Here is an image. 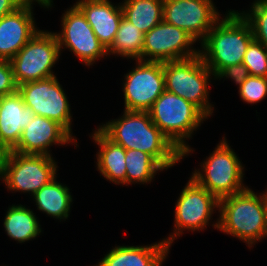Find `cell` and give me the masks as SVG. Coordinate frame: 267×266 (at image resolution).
<instances>
[{"label":"cell","instance_id":"obj_1","mask_svg":"<svg viewBox=\"0 0 267 266\" xmlns=\"http://www.w3.org/2000/svg\"><path fill=\"white\" fill-rule=\"evenodd\" d=\"M98 128L114 143L151 155L165 170L179 163L182 153L152 122L148 111H127Z\"/></svg>","mask_w":267,"mask_h":266},{"label":"cell","instance_id":"obj_2","mask_svg":"<svg viewBox=\"0 0 267 266\" xmlns=\"http://www.w3.org/2000/svg\"><path fill=\"white\" fill-rule=\"evenodd\" d=\"M226 13L200 43L199 54L214 77L226 66L242 63L254 39L249 22L238 10L230 9Z\"/></svg>","mask_w":267,"mask_h":266},{"label":"cell","instance_id":"obj_3","mask_svg":"<svg viewBox=\"0 0 267 266\" xmlns=\"http://www.w3.org/2000/svg\"><path fill=\"white\" fill-rule=\"evenodd\" d=\"M219 218L212 226L247 244L249 248L265 238L266 190L251 188L219 200Z\"/></svg>","mask_w":267,"mask_h":266},{"label":"cell","instance_id":"obj_4","mask_svg":"<svg viewBox=\"0 0 267 266\" xmlns=\"http://www.w3.org/2000/svg\"><path fill=\"white\" fill-rule=\"evenodd\" d=\"M148 113L152 122L182 153V157L195 151L186 140L191 139L194 131L208 119L195 105L165 90Z\"/></svg>","mask_w":267,"mask_h":266},{"label":"cell","instance_id":"obj_5","mask_svg":"<svg viewBox=\"0 0 267 266\" xmlns=\"http://www.w3.org/2000/svg\"><path fill=\"white\" fill-rule=\"evenodd\" d=\"M226 140L223 136L209 157L200 163L201 168L195 169L191 176L218 200L248 188L243 182L244 166Z\"/></svg>","mask_w":267,"mask_h":266},{"label":"cell","instance_id":"obj_6","mask_svg":"<svg viewBox=\"0 0 267 266\" xmlns=\"http://www.w3.org/2000/svg\"><path fill=\"white\" fill-rule=\"evenodd\" d=\"M165 90L195 105L207 118L213 114L209 84L214 76L200 54L182 60L164 62ZM212 75V76H211Z\"/></svg>","mask_w":267,"mask_h":266},{"label":"cell","instance_id":"obj_7","mask_svg":"<svg viewBox=\"0 0 267 266\" xmlns=\"http://www.w3.org/2000/svg\"><path fill=\"white\" fill-rule=\"evenodd\" d=\"M57 168L53 156L8 151L3 157L1 181L9 191L32 196L57 178Z\"/></svg>","mask_w":267,"mask_h":266},{"label":"cell","instance_id":"obj_8","mask_svg":"<svg viewBox=\"0 0 267 266\" xmlns=\"http://www.w3.org/2000/svg\"><path fill=\"white\" fill-rule=\"evenodd\" d=\"M54 32L38 30L10 60L17 86L53 77V67L61 55Z\"/></svg>","mask_w":267,"mask_h":266},{"label":"cell","instance_id":"obj_9","mask_svg":"<svg viewBox=\"0 0 267 266\" xmlns=\"http://www.w3.org/2000/svg\"><path fill=\"white\" fill-rule=\"evenodd\" d=\"M216 210H219V200L190 177L175 204L173 233L163 240L171 248L183 231H203Z\"/></svg>","mask_w":267,"mask_h":266},{"label":"cell","instance_id":"obj_10","mask_svg":"<svg viewBox=\"0 0 267 266\" xmlns=\"http://www.w3.org/2000/svg\"><path fill=\"white\" fill-rule=\"evenodd\" d=\"M17 90L35 115L57 121L73 136L71 106L57 76L23 83Z\"/></svg>","mask_w":267,"mask_h":266},{"label":"cell","instance_id":"obj_11","mask_svg":"<svg viewBox=\"0 0 267 266\" xmlns=\"http://www.w3.org/2000/svg\"><path fill=\"white\" fill-rule=\"evenodd\" d=\"M61 17L60 32H54L60 51L69 49L84 65L93 64L108 56L82 11L74 4L64 11Z\"/></svg>","mask_w":267,"mask_h":266},{"label":"cell","instance_id":"obj_12","mask_svg":"<svg viewBox=\"0 0 267 266\" xmlns=\"http://www.w3.org/2000/svg\"><path fill=\"white\" fill-rule=\"evenodd\" d=\"M135 68L124 74V110L148 111L165 91L164 63L135 60Z\"/></svg>","mask_w":267,"mask_h":266},{"label":"cell","instance_id":"obj_13","mask_svg":"<svg viewBox=\"0 0 267 266\" xmlns=\"http://www.w3.org/2000/svg\"><path fill=\"white\" fill-rule=\"evenodd\" d=\"M196 40L186 31L162 20L144 34L142 61L169 62L194 57Z\"/></svg>","mask_w":267,"mask_h":266},{"label":"cell","instance_id":"obj_14","mask_svg":"<svg viewBox=\"0 0 267 266\" xmlns=\"http://www.w3.org/2000/svg\"><path fill=\"white\" fill-rule=\"evenodd\" d=\"M213 0H163V20L201 43L222 16Z\"/></svg>","mask_w":267,"mask_h":266},{"label":"cell","instance_id":"obj_15","mask_svg":"<svg viewBox=\"0 0 267 266\" xmlns=\"http://www.w3.org/2000/svg\"><path fill=\"white\" fill-rule=\"evenodd\" d=\"M76 137L72 136L61 124L52 119L35 115L25 126L13 152L53 156L50 147L74 143L79 147Z\"/></svg>","mask_w":267,"mask_h":266},{"label":"cell","instance_id":"obj_16","mask_svg":"<svg viewBox=\"0 0 267 266\" xmlns=\"http://www.w3.org/2000/svg\"><path fill=\"white\" fill-rule=\"evenodd\" d=\"M34 5H22L0 18V59L11 60L37 33Z\"/></svg>","mask_w":267,"mask_h":266},{"label":"cell","instance_id":"obj_17","mask_svg":"<svg viewBox=\"0 0 267 266\" xmlns=\"http://www.w3.org/2000/svg\"><path fill=\"white\" fill-rule=\"evenodd\" d=\"M84 14L100 43L108 50L119 29L123 10L110 0H77L74 3Z\"/></svg>","mask_w":267,"mask_h":266},{"label":"cell","instance_id":"obj_18","mask_svg":"<svg viewBox=\"0 0 267 266\" xmlns=\"http://www.w3.org/2000/svg\"><path fill=\"white\" fill-rule=\"evenodd\" d=\"M35 114L25 106L18 90L1 97L0 103V147L5 151H12L18 144L23 129Z\"/></svg>","mask_w":267,"mask_h":266},{"label":"cell","instance_id":"obj_19","mask_svg":"<svg viewBox=\"0 0 267 266\" xmlns=\"http://www.w3.org/2000/svg\"><path fill=\"white\" fill-rule=\"evenodd\" d=\"M170 247L161 240L144 246H115L95 266H162Z\"/></svg>","mask_w":267,"mask_h":266},{"label":"cell","instance_id":"obj_20","mask_svg":"<svg viewBox=\"0 0 267 266\" xmlns=\"http://www.w3.org/2000/svg\"><path fill=\"white\" fill-rule=\"evenodd\" d=\"M90 137L99 148L96 166L100 176L115 185H126L125 148L110 140L98 127Z\"/></svg>","mask_w":267,"mask_h":266},{"label":"cell","instance_id":"obj_21","mask_svg":"<svg viewBox=\"0 0 267 266\" xmlns=\"http://www.w3.org/2000/svg\"><path fill=\"white\" fill-rule=\"evenodd\" d=\"M70 189L58 182L54 178L49 184L41 187L31 197L35 201L37 209L43 213H46L49 217L59 219L60 222L63 219L66 221L69 217L71 205L73 204V197Z\"/></svg>","mask_w":267,"mask_h":266},{"label":"cell","instance_id":"obj_22","mask_svg":"<svg viewBox=\"0 0 267 266\" xmlns=\"http://www.w3.org/2000/svg\"><path fill=\"white\" fill-rule=\"evenodd\" d=\"M38 217L25 205H11L8 207L3 226L8 237L24 243L35 239L42 232Z\"/></svg>","mask_w":267,"mask_h":266},{"label":"cell","instance_id":"obj_23","mask_svg":"<svg viewBox=\"0 0 267 266\" xmlns=\"http://www.w3.org/2000/svg\"><path fill=\"white\" fill-rule=\"evenodd\" d=\"M123 16L144 34L163 20V0H123Z\"/></svg>","mask_w":267,"mask_h":266},{"label":"cell","instance_id":"obj_24","mask_svg":"<svg viewBox=\"0 0 267 266\" xmlns=\"http://www.w3.org/2000/svg\"><path fill=\"white\" fill-rule=\"evenodd\" d=\"M143 42L144 33L123 16L114 42L107 50L108 56L142 60Z\"/></svg>","mask_w":267,"mask_h":266},{"label":"cell","instance_id":"obj_25","mask_svg":"<svg viewBox=\"0 0 267 266\" xmlns=\"http://www.w3.org/2000/svg\"><path fill=\"white\" fill-rule=\"evenodd\" d=\"M126 186L149 184L158 172L165 169L149 154L136 149H125Z\"/></svg>","mask_w":267,"mask_h":266},{"label":"cell","instance_id":"obj_26","mask_svg":"<svg viewBox=\"0 0 267 266\" xmlns=\"http://www.w3.org/2000/svg\"><path fill=\"white\" fill-rule=\"evenodd\" d=\"M249 11H239L249 22L253 37L267 48V0H254Z\"/></svg>","mask_w":267,"mask_h":266},{"label":"cell","instance_id":"obj_27","mask_svg":"<svg viewBox=\"0 0 267 266\" xmlns=\"http://www.w3.org/2000/svg\"><path fill=\"white\" fill-rule=\"evenodd\" d=\"M242 63L250 76L267 77V48L253 39L247 47Z\"/></svg>","mask_w":267,"mask_h":266},{"label":"cell","instance_id":"obj_28","mask_svg":"<svg viewBox=\"0 0 267 266\" xmlns=\"http://www.w3.org/2000/svg\"><path fill=\"white\" fill-rule=\"evenodd\" d=\"M240 99L247 104L261 102L267 96V77L248 76L238 87Z\"/></svg>","mask_w":267,"mask_h":266},{"label":"cell","instance_id":"obj_29","mask_svg":"<svg viewBox=\"0 0 267 266\" xmlns=\"http://www.w3.org/2000/svg\"><path fill=\"white\" fill-rule=\"evenodd\" d=\"M17 89L11 62L0 59V97L12 94Z\"/></svg>","mask_w":267,"mask_h":266},{"label":"cell","instance_id":"obj_30","mask_svg":"<svg viewBox=\"0 0 267 266\" xmlns=\"http://www.w3.org/2000/svg\"><path fill=\"white\" fill-rule=\"evenodd\" d=\"M249 72L243 64H234L223 68L214 78L221 80L222 78H230L238 87L247 79Z\"/></svg>","mask_w":267,"mask_h":266},{"label":"cell","instance_id":"obj_31","mask_svg":"<svg viewBox=\"0 0 267 266\" xmlns=\"http://www.w3.org/2000/svg\"><path fill=\"white\" fill-rule=\"evenodd\" d=\"M21 6L19 0H0V18L13 13Z\"/></svg>","mask_w":267,"mask_h":266},{"label":"cell","instance_id":"obj_32","mask_svg":"<svg viewBox=\"0 0 267 266\" xmlns=\"http://www.w3.org/2000/svg\"><path fill=\"white\" fill-rule=\"evenodd\" d=\"M22 5H35V3H38L40 7H44L46 9H49L50 7H53L52 3L53 0H19Z\"/></svg>","mask_w":267,"mask_h":266},{"label":"cell","instance_id":"obj_33","mask_svg":"<svg viewBox=\"0 0 267 266\" xmlns=\"http://www.w3.org/2000/svg\"><path fill=\"white\" fill-rule=\"evenodd\" d=\"M266 237H267V189H266L265 239Z\"/></svg>","mask_w":267,"mask_h":266},{"label":"cell","instance_id":"obj_34","mask_svg":"<svg viewBox=\"0 0 267 266\" xmlns=\"http://www.w3.org/2000/svg\"><path fill=\"white\" fill-rule=\"evenodd\" d=\"M5 151L0 147V162H3Z\"/></svg>","mask_w":267,"mask_h":266},{"label":"cell","instance_id":"obj_35","mask_svg":"<svg viewBox=\"0 0 267 266\" xmlns=\"http://www.w3.org/2000/svg\"><path fill=\"white\" fill-rule=\"evenodd\" d=\"M1 175H2V162H0V180H1Z\"/></svg>","mask_w":267,"mask_h":266}]
</instances>
